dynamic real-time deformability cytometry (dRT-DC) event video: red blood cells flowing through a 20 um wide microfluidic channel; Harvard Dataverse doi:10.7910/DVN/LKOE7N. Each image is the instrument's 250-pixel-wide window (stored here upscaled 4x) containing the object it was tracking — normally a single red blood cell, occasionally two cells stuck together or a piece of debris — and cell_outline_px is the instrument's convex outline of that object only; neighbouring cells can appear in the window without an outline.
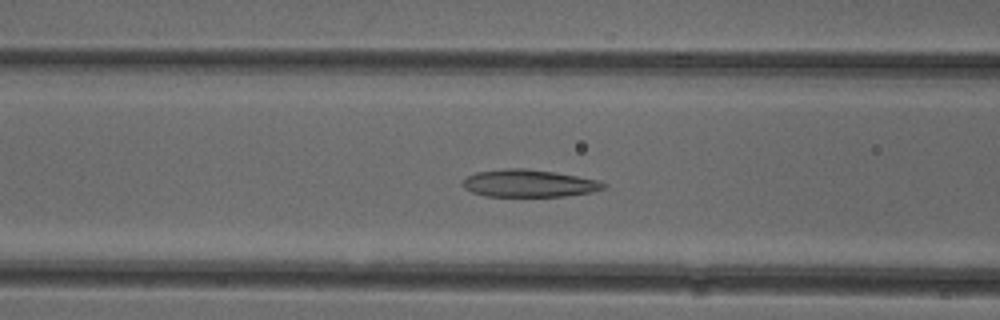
{"species": "common noctule bat (a hibernating species)", "species_latin": "Nyctalus noctula", "temperature_condition": "cold", "stored_images_in_passage": 53, "camera_frame_rate_fps": 3000, "um_per_image_px": 0.085, "animal": {"sex": "female"}, "frame": {"image": 1, "passage_image": 21, "time_ms": 6.667, "image_size_px": [1000, 320], "cell_outline_px": [[608, 184], [604, 188], [592, 192], [564, 196], [484, 196], [472, 192], [464, 188], [460, 184], [468, 176], [476, 172], [504, 168], [524, 168], [556, 172], [600, 180]], "centroid_in_image_um": [44.97, 15.58], "position_along_channel_um": 121.6, "area_um2": 22.66}}
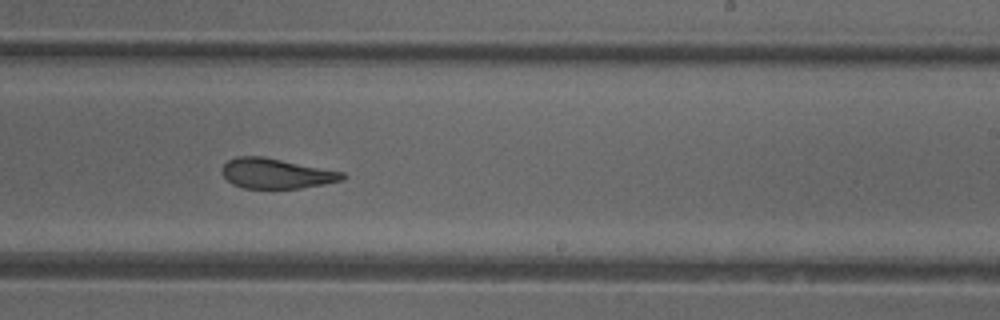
{"frame": {"image": 2, "passage_image": 32, "time_ms": 10.333, "image_size_px": [1000, 320], "cell_outline_px": [[348, 176], [344, 180], [324, 184], [300, 188], [244, 188], [232, 184], [220, 172], [220, 168], [228, 160], [236, 156], [264, 156], [344, 172]], "centroid_in_image_um": [23.48, 14.74], "position_along_channel_um": 265.5, "area_um2": 21.33}}
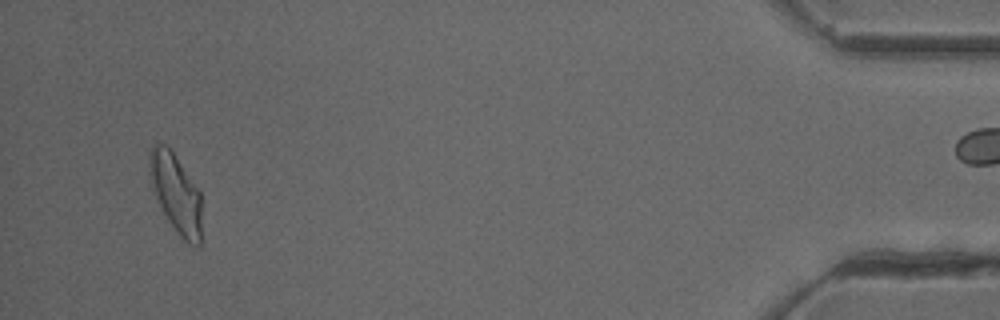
{"frame": {"image": 3, "passage_image": 50, "time_ms": 16.333, "image_size_px": [1000, 320], "cell_outline_px": [[200, 248], [196, 248], [188, 244], [176, 232], [168, 220], [152, 188], [148, 176], [148, 156], [152, 144], [164, 144], [172, 152], [200, 192]], "centroid_in_image_um": [14.92, 16.44], "position_along_channel_um": 420.3, "area_um2": 23.76}, "authors_computed_cell_mechanics": {"area_um2": 22.8888, "velocity_mm_per_s": 3.9176, "shape_relaxation_time_tau1_ms": null, "shape_relaxation_time_tau2_ms": 2.2583, "deformation_change_tau1": null, "deformation_change_tau2": 0.077}}